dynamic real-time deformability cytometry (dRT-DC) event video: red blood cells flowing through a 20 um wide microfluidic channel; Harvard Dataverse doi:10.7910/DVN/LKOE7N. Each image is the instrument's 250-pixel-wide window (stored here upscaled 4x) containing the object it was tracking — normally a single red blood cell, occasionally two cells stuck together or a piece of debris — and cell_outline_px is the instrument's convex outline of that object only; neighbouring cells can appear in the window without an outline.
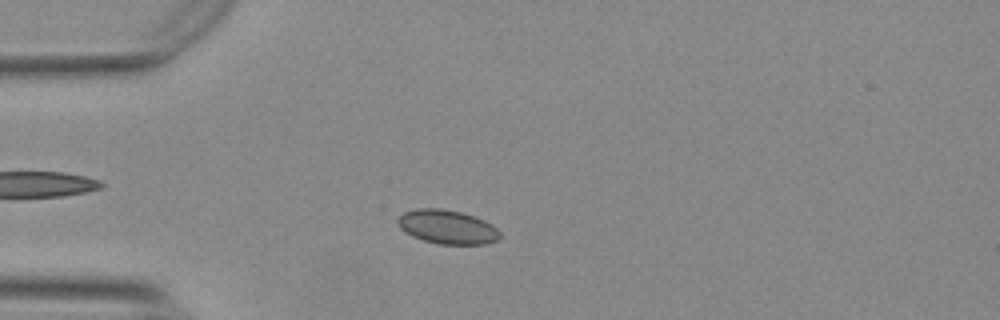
{"species": "Egyptian fruit bat (a non-hibernating species)", "species_latin": "Rousettus aegyptiacus", "temperature_condition": "warm", "stored_images_in_passage": 51, "camera_frame_rate_fps": 3000, "um_per_image_px": 0.085, "animal": {"sex": "female"}, "frame": {"image": 1, "passage_image": 11, "time_ms": 3.333, "image_size_px": [1000, 320], "cell_outline_px": [[500, 240], [488, 244], [440, 244], [424, 240], [412, 236], [404, 232], [400, 228], [396, 220], [404, 212], [416, 208], [440, 208], [460, 212], [484, 220], [492, 224], [500, 232]], "centroid_in_image_um": [38.02, 19.29], "position_along_channel_um": 47.0, "area_um2": 20.29}}
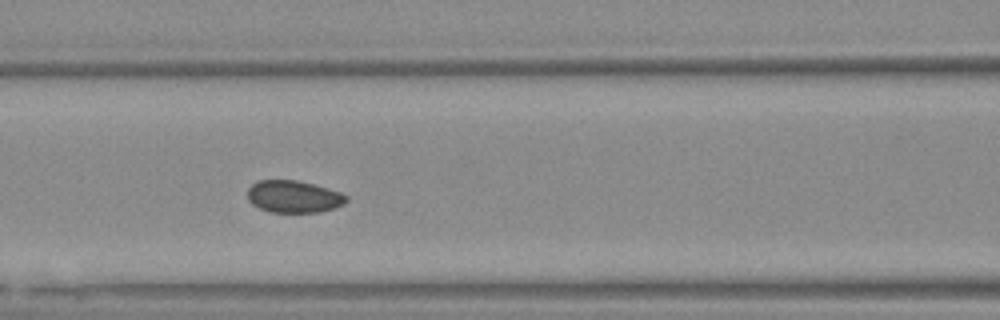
{"frame": {"image": 2, "passage_image": 20, "time_ms": 6.333, "image_size_px": [1000, 320], "cell_outline_px": [[348, 200], [344, 204], [320, 212], [268, 212], [252, 204], [248, 200], [248, 188], [252, 184], [260, 180], [296, 180], [312, 184], [340, 192], [348, 196]], "centroid_in_image_um": [24.95, 16.71], "position_along_channel_um": 141.7, "area_um2": 18.44}}
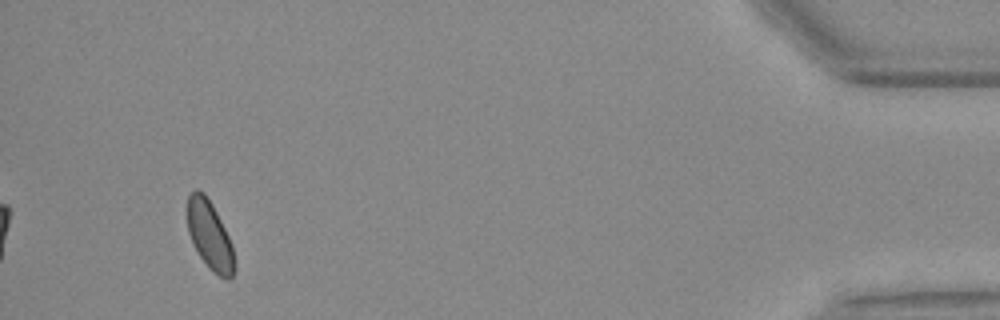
{"frame": {"image": 3, "passage_image": 48, "time_ms": 15.667, "image_size_px": [1000, 320], "cell_outline_px": [[236, 268], [232, 276], [228, 280], [220, 276], [208, 268], [192, 244], [188, 232], [184, 212], [188, 196], [196, 188], [204, 192], [212, 204], [232, 244], [236, 264]], "centroid_in_image_um": [17.79, 19.98], "position_along_channel_um": 417.4, "area_um2": 19.31}, "authors_computed_cell_mechanics": {"area_um2": 19.2474, "velocity_mm_per_s": 3.7191, "shape_relaxation_time_tau1_ms": null, "shape_relaxation_time_tau2_ms": 2.6609, "deformation_change_tau1": null, "deformation_change_tau2": 0.0424}}